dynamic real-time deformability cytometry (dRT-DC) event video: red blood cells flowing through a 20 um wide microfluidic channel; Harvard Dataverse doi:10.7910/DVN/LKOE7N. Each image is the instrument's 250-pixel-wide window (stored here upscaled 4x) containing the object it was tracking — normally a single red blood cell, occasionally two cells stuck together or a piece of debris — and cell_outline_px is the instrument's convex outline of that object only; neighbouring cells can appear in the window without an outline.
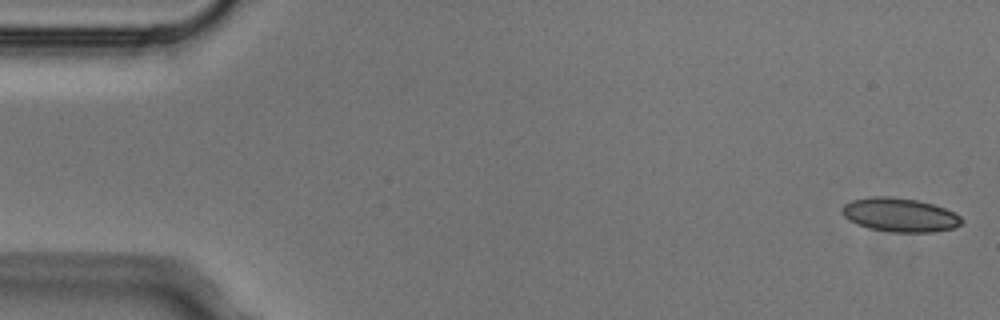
{"species": "Egyptian fruit bat (a non-hibernating species)", "species_latin": "Rousettus aegyptiacus", "temperature_condition": "cold", "stored_images_in_passage": 4, "camera_frame_rate_fps": 3000, "um_per_image_px": 0.085, "animal": {"sex": "male"}, "frame": {"image": 1, "passage_image": 1, "time_ms": 0.0, "image_size_px": [1000, 320], "cell_outline_px": [[964, 220], [960, 224], [952, 228], [932, 232], [888, 232], [868, 228], [856, 224], [848, 220], [840, 212], [840, 208], [844, 204], [852, 200], [872, 196], [888, 196], [916, 200], [932, 204], [944, 208], [960, 216]], "centroid_in_image_um": [76.42, 18.27], "position_along_channel_um": 8.6, "area_um2": 23.64}}
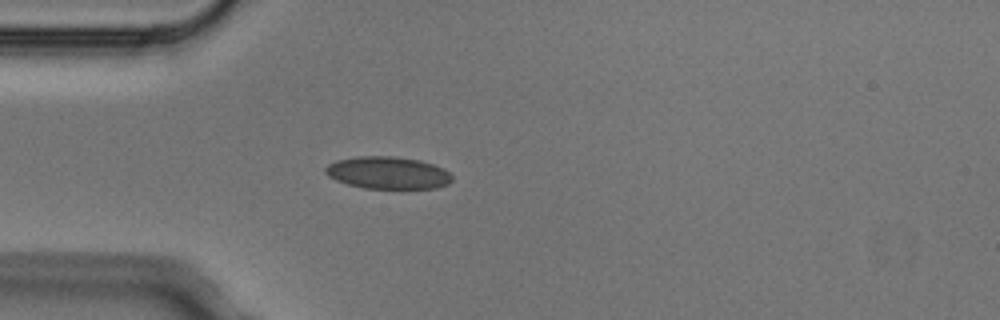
{"frame": {"image": 2, "passage_image": 4, "time_ms": 1.0, "image_size_px": [1000, 320], "cell_outline_px": [[452, 180], [448, 184], [436, 188], [364, 188], [348, 184], [336, 180], [328, 176], [324, 172], [324, 168], [328, 164], [336, 160], [356, 156], [396, 156], [420, 160], [444, 168], [452, 176]], "centroid_in_image_um": [32.95, 14.68], "position_along_channel_um": 52.0, "area_um2": 23.93}}